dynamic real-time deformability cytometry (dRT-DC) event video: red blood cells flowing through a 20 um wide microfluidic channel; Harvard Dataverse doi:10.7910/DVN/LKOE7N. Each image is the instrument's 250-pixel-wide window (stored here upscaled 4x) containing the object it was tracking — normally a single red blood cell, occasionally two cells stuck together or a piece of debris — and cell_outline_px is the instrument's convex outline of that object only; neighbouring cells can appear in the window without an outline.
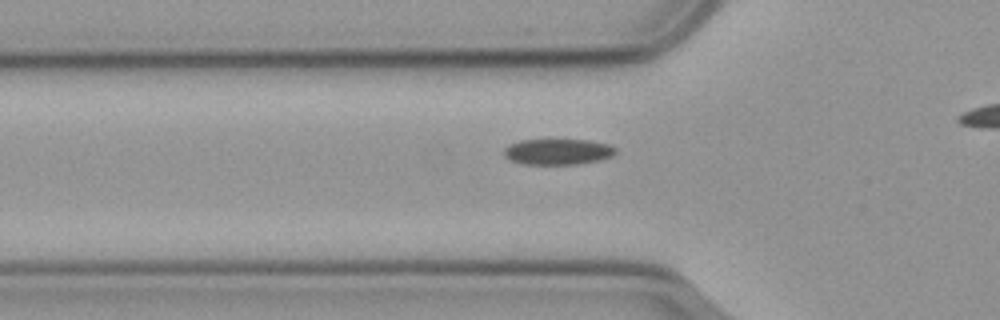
{"species": "common noctule bat (a hibernating species)", "species_latin": "Nyctalus noctula", "temperature_condition": "cold", "stored_images_in_passage": 39, "camera_frame_rate_fps": 3000, "um_per_image_px": 0.085, "animal": {"sex": "male", "body_mass_g": 23.1, "forearm_length_mm": 52.7}, "frame": {"image": 1, "passage_image": 12, "time_ms": 3.667, "image_size_px": [1000, 320], "cell_outline_px": [[616, 152], [612, 156], [600, 160], [576, 164], [524, 164], [508, 160], [504, 156], [504, 148], [508, 144], [520, 140], [588, 140], [608, 144], [616, 148]], "centroid_in_image_um": [47.38, 12.9], "position_along_channel_um": 78.4, "area_um2": 16.88}}
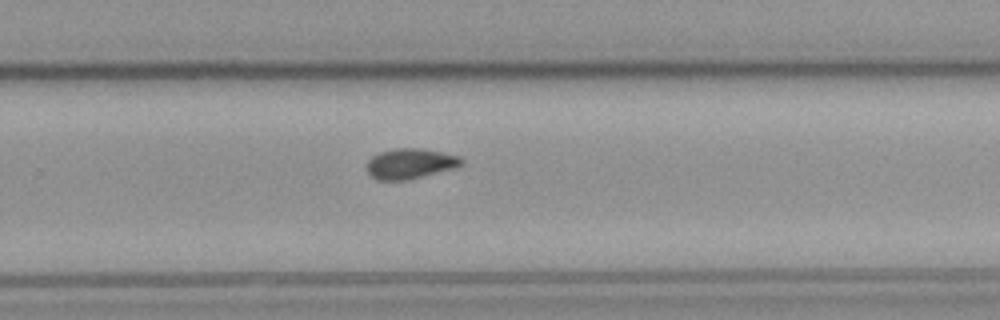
{"frame": {"image": 2, "passage_image": 30, "time_ms": 9.667, "image_size_px": [1000, 320], "cell_outline_px": [[464, 164], [456, 168], [408, 180], [376, 180], [364, 168], [364, 164], [372, 156], [380, 152], [396, 148], [420, 148], [460, 156], [464, 160]], "centroid_in_image_um": [34.85, 13.91], "position_along_channel_um": 294.9, "area_um2": 16.99}}
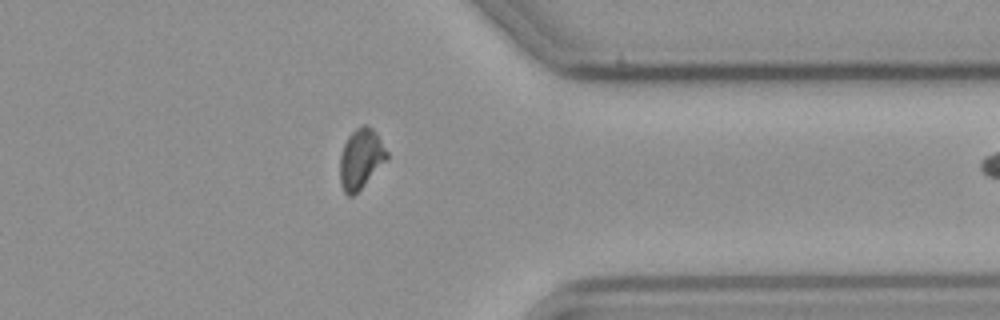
{"frame": {"image": 3, "passage_image": 38, "time_ms": 12.333, "image_size_px": [1000, 320], "cell_outline_px": [[388, 160], [352, 196], [348, 196], [344, 192], [340, 184], [340, 156], [344, 144], [348, 136], [356, 128], [364, 124], [372, 128], [376, 132], [388, 152]], "centroid_in_image_um": [30.68, 13.48], "position_along_channel_um": 380.7, "area_um2": 16.36}}